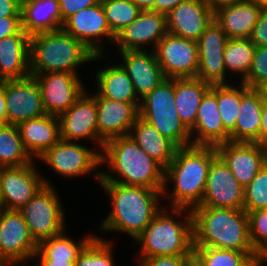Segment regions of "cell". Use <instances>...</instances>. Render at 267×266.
<instances>
[{
  "instance_id": "6da1fadb",
  "label": "cell",
  "mask_w": 267,
  "mask_h": 266,
  "mask_svg": "<svg viewBox=\"0 0 267 266\" xmlns=\"http://www.w3.org/2000/svg\"><path fill=\"white\" fill-rule=\"evenodd\" d=\"M102 151L101 165L107 164L109 171L119 174V178L109 172L99 171L95 176L98 182L163 189L165 169L147 155L129 135L106 141Z\"/></svg>"
},
{
  "instance_id": "7a4b0ae2",
  "label": "cell",
  "mask_w": 267,
  "mask_h": 266,
  "mask_svg": "<svg viewBox=\"0 0 267 266\" xmlns=\"http://www.w3.org/2000/svg\"><path fill=\"white\" fill-rule=\"evenodd\" d=\"M218 155L216 146L190 145L177 148L175 156L164 173L162 194L167 191V181L174 184L171 208L193 209L201 203L208 170Z\"/></svg>"
},
{
  "instance_id": "3957f363",
  "label": "cell",
  "mask_w": 267,
  "mask_h": 266,
  "mask_svg": "<svg viewBox=\"0 0 267 266\" xmlns=\"http://www.w3.org/2000/svg\"><path fill=\"white\" fill-rule=\"evenodd\" d=\"M111 197L112 210L101 224L106 231L125 232L137 238L160 212L163 189L128 186L116 182H99Z\"/></svg>"
},
{
  "instance_id": "277c9868",
  "label": "cell",
  "mask_w": 267,
  "mask_h": 266,
  "mask_svg": "<svg viewBox=\"0 0 267 266\" xmlns=\"http://www.w3.org/2000/svg\"><path fill=\"white\" fill-rule=\"evenodd\" d=\"M194 247L255 252L245 210L196 206L192 210Z\"/></svg>"
},
{
  "instance_id": "5b68a950",
  "label": "cell",
  "mask_w": 267,
  "mask_h": 266,
  "mask_svg": "<svg viewBox=\"0 0 267 266\" xmlns=\"http://www.w3.org/2000/svg\"><path fill=\"white\" fill-rule=\"evenodd\" d=\"M81 41L63 28L30 36V75L49 72L75 73L82 63L97 60Z\"/></svg>"
},
{
  "instance_id": "8992f818",
  "label": "cell",
  "mask_w": 267,
  "mask_h": 266,
  "mask_svg": "<svg viewBox=\"0 0 267 266\" xmlns=\"http://www.w3.org/2000/svg\"><path fill=\"white\" fill-rule=\"evenodd\" d=\"M185 208L163 210L151 220L145 230L136 238L142 247L141 258L156 256L189 255L194 251L193 215L190 210L185 221L177 222L171 214L182 215ZM174 218V219H173Z\"/></svg>"
},
{
  "instance_id": "52a82bcc",
  "label": "cell",
  "mask_w": 267,
  "mask_h": 266,
  "mask_svg": "<svg viewBox=\"0 0 267 266\" xmlns=\"http://www.w3.org/2000/svg\"><path fill=\"white\" fill-rule=\"evenodd\" d=\"M174 99V79L166 78L141 99L143 102L140 103L139 117L178 148L190 146V130L180 119Z\"/></svg>"
},
{
  "instance_id": "ba28073f",
  "label": "cell",
  "mask_w": 267,
  "mask_h": 266,
  "mask_svg": "<svg viewBox=\"0 0 267 266\" xmlns=\"http://www.w3.org/2000/svg\"><path fill=\"white\" fill-rule=\"evenodd\" d=\"M37 244L65 231L64 212L53 185L44 184L19 210Z\"/></svg>"
},
{
  "instance_id": "9c48e42d",
  "label": "cell",
  "mask_w": 267,
  "mask_h": 266,
  "mask_svg": "<svg viewBox=\"0 0 267 266\" xmlns=\"http://www.w3.org/2000/svg\"><path fill=\"white\" fill-rule=\"evenodd\" d=\"M38 244L20 211L0 209V259L7 266L33 259Z\"/></svg>"
},
{
  "instance_id": "30bf717a",
  "label": "cell",
  "mask_w": 267,
  "mask_h": 266,
  "mask_svg": "<svg viewBox=\"0 0 267 266\" xmlns=\"http://www.w3.org/2000/svg\"><path fill=\"white\" fill-rule=\"evenodd\" d=\"M166 78H196L198 42L167 33L153 50Z\"/></svg>"
},
{
  "instance_id": "8fae6325",
  "label": "cell",
  "mask_w": 267,
  "mask_h": 266,
  "mask_svg": "<svg viewBox=\"0 0 267 266\" xmlns=\"http://www.w3.org/2000/svg\"><path fill=\"white\" fill-rule=\"evenodd\" d=\"M4 89L7 124L20 123L46 115L40 87L34 76L0 81Z\"/></svg>"
},
{
  "instance_id": "7c38bea8",
  "label": "cell",
  "mask_w": 267,
  "mask_h": 266,
  "mask_svg": "<svg viewBox=\"0 0 267 266\" xmlns=\"http://www.w3.org/2000/svg\"><path fill=\"white\" fill-rule=\"evenodd\" d=\"M74 141L60 139L39 159L63 177L91 173L101 166V153Z\"/></svg>"
},
{
  "instance_id": "4fadbf2b",
  "label": "cell",
  "mask_w": 267,
  "mask_h": 266,
  "mask_svg": "<svg viewBox=\"0 0 267 266\" xmlns=\"http://www.w3.org/2000/svg\"><path fill=\"white\" fill-rule=\"evenodd\" d=\"M35 77L42 95L46 114L59 117L86 91L82 80L75 73L49 72Z\"/></svg>"
},
{
  "instance_id": "5bb4252c",
  "label": "cell",
  "mask_w": 267,
  "mask_h": 266,
  "mask_svg": "<svg viewBox=\"0 0 267 266\" xmlns=\"http://www.w3.org/2000/svg\"><path fill=\"white\" fill-rule=\"evenodd\" d=\"M198 206L244 210V188L219 155L210 164L205 191Z\"/></svg>"
},
{
  "instance_id": "9a60e30c",
  "label": "cell",
  "mask_w": 267,
  "mask_h": 266,
  "mask_svg": "<svg viewBox=\"0 0 267 266\" xmlns=\"http://www.w3.org/2000/svg\"><path fill=\"white\" fill-rule=\"evenodd\" d=\"M35 163L20 167H0L2 208L21 210L49 181L40 176Z\"/></svg>"
},
{
  "instance_id": "2e32d148",
  "label": "cell",
  "mask_w": 267,
  "mask_h": 266,
  "mask_svg": "<svg viewBox=\"0 0 267 266\" xmlns=\"http://www.w3.org/2000/svg\"><path fill=\"white\" fill-rule=\"evenodd\" d=\"M95 94L91 95L96 100L98 145L102 152L106 141L130 134L139 117L140 103H125L101 97L97 92Z\"/></svg>"
},
{
  "instance_id": "e0dca14e",
  "label": "cell",
  "mask_w": 267,
  "mask_h": 266,
  "mask_svg": "<svg viewBox=\"0 0 267 266\" xmlns=\"http://www.w3.org/2000/svg\"><path fill=\"white\" fill-rule=\"evenodd\" d=\"M227 40L225 32L213 19L197 41L199 64L196 78L210 85L227 84L223 60Z\"/></svg>"
},
{
  "instance_id": "ac0fdd59",
  "label": "cell",
  "mask_w": 267,
  "mask_h": 266,
  "mask_svg": "<svg viewBox=\"0 0 267 266\" xmlns=\"http://www.w3.org/2000/svg\"><path fill=\"white\" fill-rule=\"evenodd\" d=\"M216 149L244 189L267 164V148L257 143L229 141L218 144Z\"/></svg>"
},
{
  "instance_id": "d6986e66",
  "label": "cell",
  "mask_w": 267,
  "mask_h": 266,
  "mask_svg": "<svg viewBox=\"0 0 267 266\" xmlns=\"http://www.w3.org/2000/svg\"><path fill=\"white\" fill-rule=\"evenodd\" d=\"M62 28L81 41L95 55L104 53L103 47L97 41L99 37H107L113 42L116 37L108 25L101 3L73 14L64 22Z\"/></svg>"
},
{
  "instance_id": "ffe728a7",
  "label": "cell",
  "mask_w": 267,
  "mask_h": 266,
  "mask_svg": "<svg viewBox=\"0 0 267 266\" xmlns=\"http://www.w3.org/2000/svg\"><path fill=\"white\" fill-rule=\"evenodd\" d=\"M167 33V15L141 10L138 17L116 35L114 42L119 51L145 50L142 45L151 43L155 49Z\"/></svg>"
},
{
  "instance_id": "44dd1931",
  "label": "cell",
  "mask_w": 267,
  "mask_h": 266,
  "mask_svg": "<svg viewBox=\"0 0 267 266\" xmlns=\"http://www.w3.org/2000/svg\"><path fill=\"white\" fill-rule=\"evenodd\" d=\"M58 118L61 139L66 141L91 139L98 143L96 100L87 91Z\"/></svg>"
},
{
  "instance_id": "7402d4cb",
  "label": "cell",
  "mask_w": 267,
  "mask_h": 266,
  "mask_svg": "<svg viewBox=\"0 0 267 266\" xmlns=\"http://www.w3.org/2000/svg\"><path fill=\"white\" fill-rule=\"evenodd\" d=\"M214 19V12L204 0H188L167 14V30L177 37L198 41Z\"/></svg>"
},
{
  "instance_id": "603a6c76",
  "label": "cell",
  "mask_w": 267,
  "mask_h": 266,
  "mask_svg": "<svg viewBox=\"0 0 267 266\" xmlns=\"http://www.w3.org/2000/svg\"><path fill=\"white\" fill-rule=\"evenodd\" d=\"M192 145L217 146L230 141V135L225 131L219 107L216 100V85L205 93L198 108L194 126L190 129ZM193 134V135H192Z\"/></svg>"
},
{
  "instance_id": "cb8c5ba5",
  "label": "cell",
  "mask_w": 267,
  "mask_h": 266,
  "mask_svg": "<svg viewBox=\"0 0 267 266\" xmlns=\"http://www.w3.org/2000/svg\"><path fill=\"white\" fill-rule=\"evenodd\" d=\"M119 51L123 64H120L132 80L137 97L142 99L166 79L154 51Z\"/></svg>"
},
{
  "instance_id": "d4e9b609",
  "label": "cell",
  "mask_w": 267,
  "mask_h": 266,
  "mask_svg": "<svg viewBox=\"0 0 267 266\" xmlns=\"http://www.w3.org/2000/svg\"><path fill=\"white\" fill-rule=\"evenodd\" d=\"M263 98L259 89L241 82L240 113L230 141L259 144Z\"/></svg>"
},
{
  "instance_id": "484cf974",
  "label": "cell",
  "mask_w": 267,
  "mask_h": 266,
  "mask_svg": "<svg viewBox=\"0 0 267 266\" xmlns=\"http://www.w3.org/2000/svg\"><path fill=\"white\" fill-rule=\"evenodd\" d=\"M30 36L19 33L0 40V81L21 79L30 75Z\"/></svg>"
},
{
  "instance_id": "4316f807",
  "label": "cell",
  "mask_w": 267,
  "mask_h": 266,
  "mask_svg": "<svg viewBox=\"0 0 267 266\" xmlns=\"http://www.w3.org/2000/svg\"><path fill=\"white\" fill-rule=\"evenodd\" d=\"M25 149L33 158H40L60 139V122L57 116L44 115L18 125Z\"/></svg>"
},
{
  "instance_id": "83f0119b",
  "label": "cell",
  "mask_w": 267,
  "mask_h": 266,
  "mask_svg": "<svg viewBox=\"0 0 267 266\" xmlns=\"http://www.w3.org/2000/svg\"><path fill=\"white\" fill-rule=\"evenodd\" d=\"M262 9L252 0H244L222 7L214 12L215 21L228 39L249 38Z\"/></svg>"
},
{
  "instance_id": "f1b7e54d",
  "label": "cell",
  "mask_w": 267,
  "mask_h": 266,
  "mask_svg": "<svg viewBox=\"0 0 267 266\" xmlns=\"http://www.w3.org/2000/svg\"><path fill=\"white\" fill-rule=\"evenodd\" d=\"M21 20L29 36L63 27L58 0H22Z\"/></svg>"
},
{
  "instance_id": "f546056e",
  "label": "cell",
  "mask_w": 267,
  "mask_h": 266,
  "mask_svg": "<svg viewBox=\"0 0 267 266\" xmlns=\"http://www.w3.org/2000/svg\"><path fill=\"white\" fill-rule=\"evenodd\" d=\"M129 136L139 147L164 169L173 160L177 146L162 136L151 124L138 117Z\"/></svg>"
},
{
  "instance_id": "4dcf8cb0",
  "label": "cell",
  "mask_w": 267,
  "mask_h": 266,
  "mask_svg": "<svg viewBox=\"0 0 267 266\" xmlns=\"http://www.w3.org/2000/svg\"><path fill=\"white\" fill-rule=\"evenodd\" d=\"M210 88V84L198 78L174 79L175 107L189 130L194 126L202 98Z\"/></svg>"
},
{
  "instance_id": "1f68e13d",
  "label": "cell",
  "mask_w": 267,
  "mask_h": 266,
  "mask_svg": "<svg viewBox=\"0 0 267 266\" xmlns=\"http://www.w3.org/2000/svg\"><path fill=\"white\" fill-rule=\"evenodd\" d=\"M98 91L104 98L125 103H141L137 97L132 80L119 64L99 70L96 73Z\"/></svg>"
},
{
  "instance_id": "d6a6232c",
  "label": "cell",
  "mask_w": 267,
  "mask_h": 266,
  "mask_svg": "<svg viewBox=\"0 0 267 266\" xmlns=\"http://www.w3.org/2000/svg\"><path fill=\"white\" fill-rule=\"evenodd\" d=\"M17 125L0 126V167H20L33 162Z\"/></svg>"
},
{
  "instance_id": "836d02e7",
  "label": "cell",
  "mask_w": 267,
  "mask_h": 266,
  "mask_svg": "<svg viewBox=\"0 0 267 266\" xmlns=\"http://www.w3.org/2000/svg\"><path fill=\"white\" fill-rule=\"evenodd\" d=\"M65 231L61 234L45 239L38 244L33 258L38 259H77L79 252L84 246L94 237L88 235L87 237L75 243L72 239L64 235Z\"/></svg>"
},
{
  "instance_id": "e575fe53",
  "label": "cell",
  "mask_w": 267,
  "mask_h": 266,
  "mask_svg": "<svg viewBox=\"0 0 267 266\" xmlns=\"http://www.w3.org/2000/svg\"><path fill=\"white\" fill-rule=\"evenodd\" d=\"M255 47L249 38L228 39L223 55L226 72L241 73L243 80L251 68Z\"/></svg>"
},
{
  "instance_id": "d590c367",
  "label": "cell",
  "mask_w": 267,
  "mask_h": 266,
  "mask_svg": "<svg viewBox=\"0 0 267 266\" xmlns=\"http://www.w3.org/2000/svg\"><path fill=\"white\" fill-rule=\"evenodd\" d=\"M240 88V89H239ZM216 85V100L225 131L230 135L235 130L241 105V85Z\"/></svg>"
},
{
  "instance_id": "8d00e7d4",
  "label": "cell",
  "mask_w": 267,
  "mask_h": 266,
  "mask_svg": "<svg viewBox=\"0 0 267 266\" xmlns=\"http://www.w3.org/2000/svg\"><path fill=\"white\" fill-rule=\"evenodd\" d=\"M101 5L108 25L115 36L129 26L141 12L132 0H101Z\"/></svg>"
},
{
  "instance_id": "74e56055",
  "label": "cell",
  "mask_w": 267,
  "mask_h": 266,
  "mask_svg": "<svg viewBox=\"0 0 267 266\" xmlns=\"http://www.w3.org/2000/svg\"><path fill=\"white\" fill-rule=\"evenodd\" d=\"M112 244L94 236L79 252L75 266H115Z\"/></svg>"
},
{
  "instance_id": "f35d334b",
  "label": "cell",
  "mask_w": 267,
  "mask_h": 266,
  "mask_svg": "<svg viewBox=\"0 0 267 266\" xmlns=\"http://www.w3.org/2000/svg\"><path fill=\"white\" fill-rule=\"evenodd\" d=\"M194 252L206 266H240L256 252H242L223 248L194 247Z\"/></svg>"
},
{
  "instance_id": "ab89813d",
  "label": "cell",
  "mask_w": 267,
  "mask_h": 266,
  "mask_svg": "<svg viewBox=\"0 0 267 266\" xmlns=\"http://www.w3.org/2000/svg\"><path fill=\"white\" fill-rule=\"evenodd\" d=\"M260 209H267V164L244 189V210Z\"/></svg>"
},
{
  "instance_id": "60d3db41",
  "label": "cell",
  "mask_w": 267,
  "mask_h": 266,
  "mask_svg": "<svg viewBox=\"0 0 267 266\" xmlns=\"http://www.w3.org/2000/svg\"><path fill=\"white\" fill-rule=\"evenodd\" d=\"M249 234L256 253L267 255V209L247 212Z\"/></svg>"
},
{
  "instance_id": "b9f144b4",
  "label": "cell",
  "mask_w": 267,
  "mask_h": 266,
  "mask_svg": "<svg viewBox=\"0 0 267 266\" xmlns=\"http://www.w3.org/2000/svg\"><path fill=\"white\" fill-rule=\"evenodd\" d=\"M267 81V46H256L251 68L241 81L249 88L258 89Z\"/></svg>"
},
{
  "instance_id": "7bdbcfd3",
  "label": "cell",
  "mask_w": 267,
  "mask_h": 266,
  "mask_svg": "<svg viewBox=\"0 0 267 266\" xmlns=\"http://www.w3.org/2000/svg\"><path fill=\"white\" fill-rule=\"evenodd\" d=\"M58 3L63 25L64 22L73 14L101 3V0H58Z\"/></svg>"
},
{
  "instance_id": "ee69618b",
  "label": "cell",
  "mask_w": 267,
  "mask_h": 266,
  "mask_svg": "<svg viewBox=\"0 0 267 266\" xmlns=\"http://www.w3.org/2000/svg\"><path fill=\"white\" fill-rule=\"evenodd\" d=\"M187 255L156 256L140 259L138 266H185Z\"/></svg>"
},
{
  "instance_id": "f6af8a7d",
  "label": "cell",
  "mask_w": 267,
  "mask_h": 266,
  "mask_svg": "<svg viewBox=\"0 0 267 266\" xmlns=\"http://www.w3.org/2000/svg\"><path fill=\"white\" fill-rule=\"evenodd\" d=\"M249 39L255 46H267V9L262 10Z\"/></svg>"
},
{
  "instance_id": "bcb514c9",
  "label": "cell",
  "mask_w": 267,
  "mask_h": 266,
  "mask_svg": "<svg viewBox=\"0 0 267 266\" xmlns=\"http://www.w3.org/2000/svg\"><path fill=\"white\" fill-rule=\"evenodd\" d=\"M21 17H0V40L22 30Z\"/></svg>"
},
{
  "instance_id": "7dc6e473",
  "label": "cell",
  "mask_w": 267,
  "mask_h": 266,
  "mask_svg": "<svg viewBox=\"0 0 267 266\" xmlns=\"http://www.w3.org/2000/svg\"><path fill=\"white\" fill-rule=\"evenodd\" d=\"M22 0H0V17H21Z\"/></svg>"
},
{
  "instance_id": "c3c4849f",
  "label": "cell",
  "mask_w": 267,
  "mask_h": 266,
  "mask_svg": "<svg viewBox=\"0 0 267 266\" xmlns=\"http://www.w3.org/2000/svg\"><path fill=\"white\" fill-rule=\"evenodd\" d=\"M259 145L267 148V99L263 98Z\"/></svg>"
},
{
  "instance_id": "681fc988",
  "label": "cell",
  "mask_w": 267,
  "mask_h": 266,
  "mask_svg": "<svg viewBox=\"0 0 267 266\" xmlns=\"http://www.w3.org/2000/svg\"><path fill=\"white\" fill-rule=\"evenodd\" d=\"M185 1L188 0H156L155 6L151 10L167 15L177 5Z\"/></svg>"
},
{
  "instance_id": "f907efd6",
  "label": "cell",
  "mask_w": 267,
  "mask_h": 266,
  "mask_svg": "<svg viewBox=\"0 0 267 266\" xmlns=\"http://www.w3.org/2000/svg\"><path fill=\"white\" fill-rule=\"evenodd\" d=\"M76 259H39L36 266H75Z\"/></svg>"
},
{
  "instance_id": "816d5d0a",
  "label": "cell",
  "mask_w": 267,
  "mask_h": 266,
  "mask_svg": "<svg viewBox=\"0 0 267 266\" xmlns=\"http://www.w3.org/2000/svg\"><path fill=\"white\" fill-rule=\"evenodd\" d=\"M244 1V0H204V2L209 6V8L216 12L218 9L232 5L234 3Z\"/></svg>"
},
{
  "instance_id": "f5cc1de1",
  "label": "cell",
  "mask_w": 267,
  "mask_h": 266,
  "mask_svg": "<svg viewBox=\"0 0 267 266\" xmlns=\"http://www.w3.org/2000/svg\"><path fill=\"white\" fill-rule=\"evenodd\" d=\"M267 261V255L262 253H256L250 256L240 266H263V262Z\"/></svg>"
},
{
  "instance_id": "db71d44e",
  "label": "cell",
  "mask_w": 267,
  "mask_h": 266,
  "mask_svg": "<svg viewBox=\"0 0 267 266\" xmlns=\"http://www.w3.org/2000/svg\"><path fill=\"white\" fill-rule=\"evenodd\" d=\"M7 124L6 102L4 89L0 85V126Z\"/></svg>"
},
{
  "instance_id": "11a10c76",
  "label": "cell",
  "mask_w": 267,
  "mask_h": 266,
  "mask_svg": "<svg viewBox=\"0 0 267 266\" xmlns=\"http://www.w3.org/2000/svg\"><path fill=\"white\" fill-rule=\"evenodd\" d=\"M185 266H206L203 260L193 251L187 255Z\"/></svg>"
},
{
  "instance_id": "9f6ffc18",
  "label": "cell",
  "mask_w": 267,
  "mask_h": 266,
  "mask_svg": "<svg viewBox=\"0 0 267 266\" xmlns=\"http://www.w3.org/2000/svg\"><path fill=\"white\" fill-rule=\"evenodd\" d=\"M141 10H151L156 0H132Z\"/></svg>"
},
{
  "instance_id": "6f0895ef",
  "label": "cell",
  "mask_w": 267,
  "mask_h": 266,
  "mask_svg": "<svg viewBox=\"0 0 267 266\" xmlns=\"http://www.w3.org/2000/svg\"><path fill=\"white\" fill-rule=\"evenodd\" d=\"M257 4L262 10L267 9V0H252Z\"/></svg>"
},
{
  "instance_id": "680465c9",
  "label": "cell",
  "mask_w": 267,
  "mask_h": 266,
  "mask_svg": "<svg viewBox=\"0 0 267 266\" xmlns=\"http://www.w3.org/2000/svg\"><path fill=\"white\" fill-rule=\"evenodd\" d=\"M258 89L261 91L262 96L267 99V81L263 83Z\"/></svg>"
},
{
  "instance_id": "91938a15",
  "label": "cell",
  "mask_w": 267,
  "mask_h": 266,
  "mask_svg": "<svg viewBox=\"0 0 267 266\" xmlns=\"http://www.w3.org/2000/svg\"><path fill=\"white\" fill-rule=\"evenodd\" d=\"M0 209H2L1 176H0Z\"/></svg>"
},
{
  "instance_id": "94428289",
  "label": "cell",
  "mask_w": 267,
  "mask_h": 266,
  "mask_svg": "<svg viewBox=\"0 0 267 266\" xmlns=\"http://www.w3.org/2000/svg\"><path fill=\"white\" fill-rule=\"evenodd\" d=\"M0 266H7V265L0 259Z\"/></svg>"
}]
</instances>
